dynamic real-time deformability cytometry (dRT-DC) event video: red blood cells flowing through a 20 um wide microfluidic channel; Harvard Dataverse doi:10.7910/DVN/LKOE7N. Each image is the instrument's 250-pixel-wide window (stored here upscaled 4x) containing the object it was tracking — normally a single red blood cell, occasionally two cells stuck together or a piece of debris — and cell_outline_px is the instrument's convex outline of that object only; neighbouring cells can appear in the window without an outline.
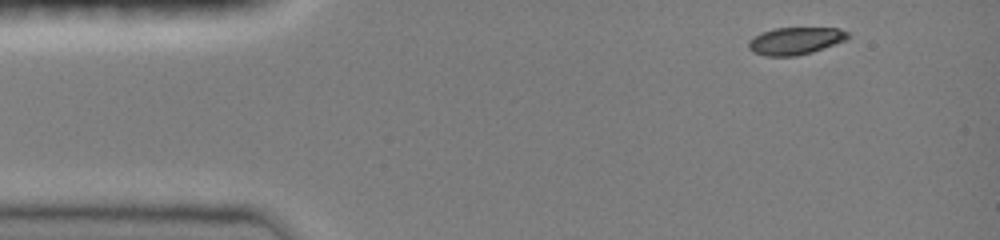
{"species": "common noctule bat (a hibernating species)", "species_latin": "Nyctalus noctula", "temperature_condition": "room temperature", "stored_images_in_passage": 15, "camera_frame_rate_fps": 3000, "um_per_image_px": 0.085, "animal": {"sex": "female", "body_mass_g": 19.0, "forearm_length_mm": 51.5}, "frame": {"image": 1, "passage_image": 1, "time_ms": 0.0, "image_size_px": [1000, 240], "cell_outline_px": [[852, 36], [848, 40], [812, 52], [796, 56], [764, 56], [752, 52], [748, 48], [748, 40], [760, 32], [776, 28], [840, 28], [848, 32]], "centroid_in_image_um": [67.62, 3.47], "position_along_channel_um": 17.4, "area_um2": 16.13}}
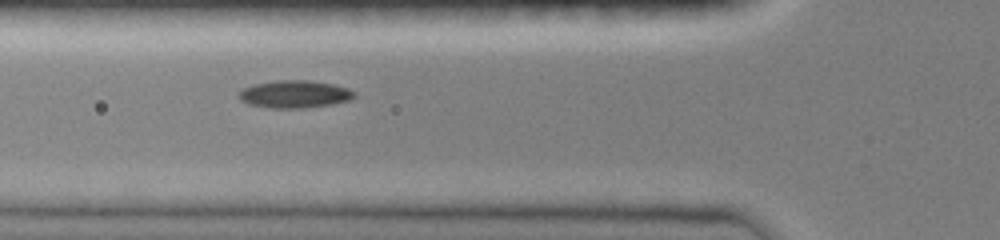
{"frame": {"image": 2, "passage_image": 9, "time_ms": 2.667, "image_size_px": [1000, 240], "cell_outline_px": [[356, 96], [348, 100], [332, 104], [300, 108], [272, 108], [248, 104], [240, 100], [236, 96], [244, 88], [252, 84], [276, 80], [308, 80], [332, 84], [348, 88], [356, 92]], "centroid_in_image_um": [25.02, 8.0], "position_along_channel_um": 100.8, "area_um2": 18.55}}
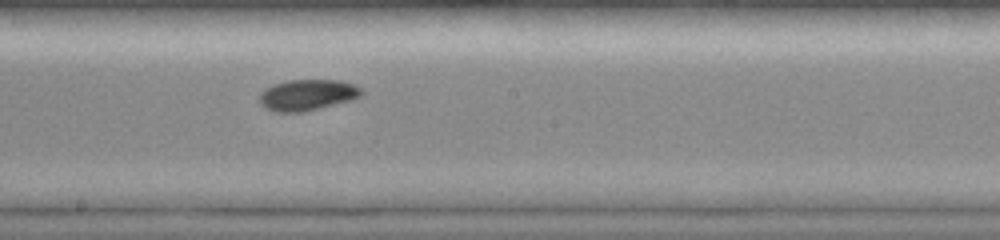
{"frame": {"image": 3, "passage_image": 15, "time_ms": 4.667, "image_size_px": [1000, 240], "cell_outline_px": [[364, 92], [360, 96], [352, 100], [304, 112], [272, 112], [264, 108], [260, 104], [260, 92], [264, 88], [272, 84], [288, 80], [340, 80], [356, 84]], "centroid_in_image_um": [26.11, 8.07], "position_along_channel_um": 222.1, "area_um2": 18.79}}